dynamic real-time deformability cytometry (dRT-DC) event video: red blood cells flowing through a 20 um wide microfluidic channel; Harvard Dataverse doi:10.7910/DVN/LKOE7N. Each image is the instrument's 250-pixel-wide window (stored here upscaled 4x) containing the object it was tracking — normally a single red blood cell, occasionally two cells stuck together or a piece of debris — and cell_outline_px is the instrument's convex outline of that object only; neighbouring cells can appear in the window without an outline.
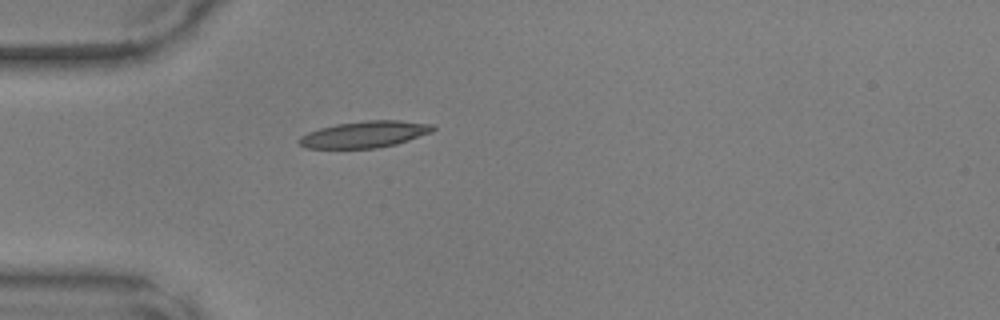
{"species": "common noctule bat (a hibernating species)", "species_latin": "Nyctalus noctula", "temperature_condition": "warm", "stored_images_in_passage": 35, "camera_frame_rate_fps": 3000, "um_per_image_px": 0.085, "animal": {"sex": "male", "body_mass_g": 17.9, "forearm_length_mm": 54.2}, "frame": {"image": 1, "passage_image": 1, "time_ms": 0.0, "image_size_px": [1000, 320], "cell_outline_px": [[436, 128], [432, 132], [396, 144], [376, 148], [304, 148], [296, 140], [300, 136], [308, 132], [320, 128], [336, 124], [364, 120], [400, 120], [436, 124]], "centroid_in_image_um": [31.01, 11.41], "position_along_channel_um": 54.0, "area_um2": 20.87}}
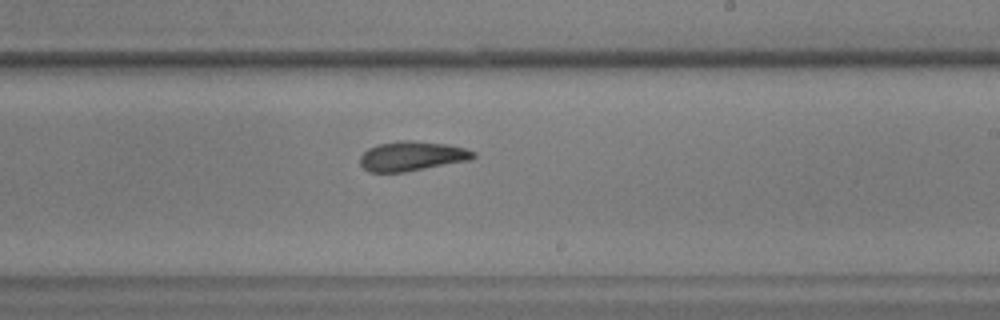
{"frame": {"image": 2, "passage_image": 16, "time_ms": 5.0, "image_size_px": [1000, 320], "cell_outline_px": [[476, 156], [472, 160], [404, 172], [368, 172], [360, 164], [360, 156], [368, 148], [376, 144], [400, 140], [412, 140], [448, 144], [464, 148], [476, 152]], "centroid_in_image_um": [35.02, 13.26], "position_along_channel_um": 254.0, "area_um2": 19.77}}
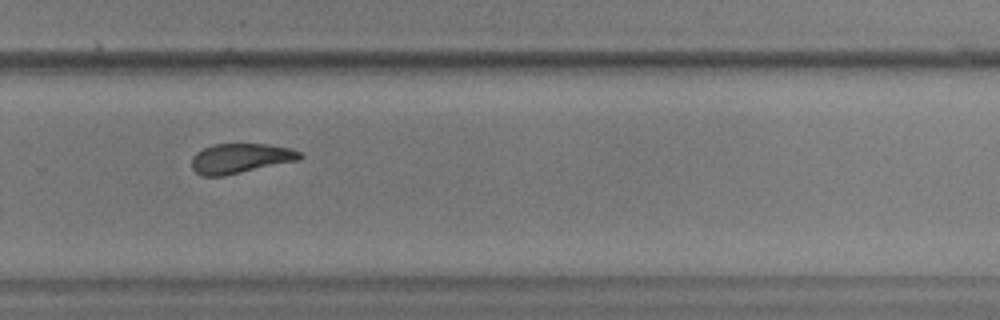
{"frame": {"image": 3, "passage_image": 20, "time_ms": 6.333, "image_size_px": [1000, 320], "cell_outline_px": [[304, 156], [300, 160], [224, 176], [200, 176], [192, 168], [192, 156], [196, 152], [212, 144], [268, 144], [292, 148], [300, 152]], "centroid_in_image_um": [20.45, 13.46], "position_along_channel_um": 309.3, "area_um2": 19.02}}